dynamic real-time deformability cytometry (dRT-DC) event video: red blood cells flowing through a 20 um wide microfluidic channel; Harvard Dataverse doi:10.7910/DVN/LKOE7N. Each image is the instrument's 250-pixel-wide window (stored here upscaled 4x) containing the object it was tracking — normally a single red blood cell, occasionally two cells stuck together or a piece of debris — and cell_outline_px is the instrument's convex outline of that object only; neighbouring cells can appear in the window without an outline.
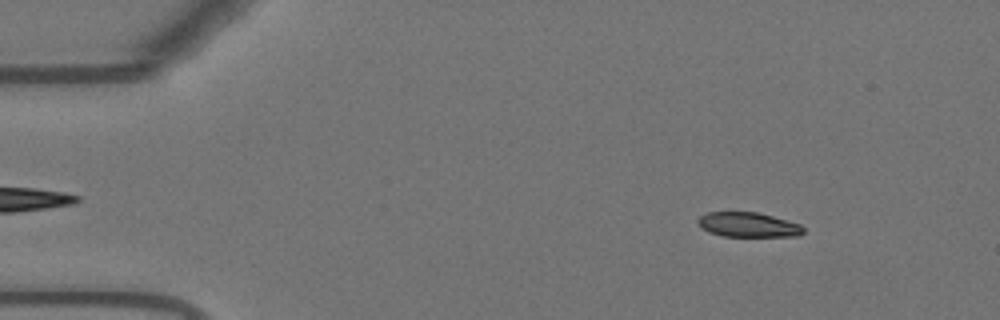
{"species": "Egyptian fruit bat (a non-hibernating species)", "species_latin": "Rousettus aegyptiacus", "temperature_condition": "warm", "stored_images_in_passage": 56, "camera_frame_rate_fps": 3000, "um_per_image_px": 0.085, "animal": {"sex": "female"}, "frame": {"image": 1, "passage_image": 7, "time_ms": 2.0, "image_size_px": [1000, 320], "cell_outline_px": [[804, 232], [800, 236], [724, 236], [708, 232], [696, 220], [700, 216], [708, 212], [756, 212], [772, 216], [800, 224], [804, 228]], "centroid_in_image_um": [63.61, 19.1], "position_along_channel_um": 21.4, "area_um2": 15.03}}
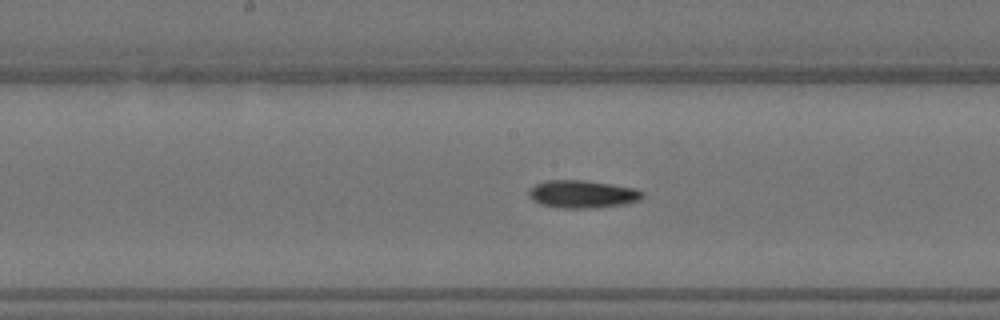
{"frame": {"image": 2, "passage_image": 28, "time_ms": 9.0, "image_size_px": [1000, 320], "cell_outline_px": [[644, 196], [640, 200], [624, 204], [592, 208], [556, 208], [540, 204], [532, 200], [528, 196], [528, 192], [536, 184], [544, 180], [584, 180], [632, 188], [644, 192]], "centroid_in_image_um": [49.46, 16.51], "position_along_channel_um": 198.7, "area_um2": 18.32}}
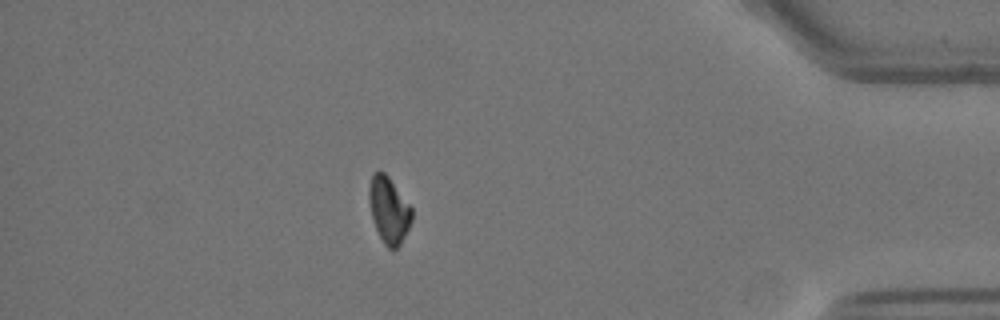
{"frame": {"image": 3, "passage_image": 48, "time_ms": 15.667, "image_size_px": [1000, 320], "cell_outline_px": [[412, 220], [400, 244], [396, 248], [388, 248], [384, 244], [376, 228], [372, 216], [368, 200], [368, 188], [372, 172], [384, 172], [388, 176], [412, 208]], "centroid_in_image_um": [33.03, 17.82], "position_along_channel_um": 402.2, "area_um2": 16.3}, "authors_computed_cell_mechanics": {"area_um2": 17.051, "velocity_mm_per_s": 3.6935, "shape_relaxation_time_tau1_ms": 3.4048, "shape_relaxation_time_tau2_ms": null, "deformation_change_tau1": 0.1247, "deformation_change_tau2": null}}